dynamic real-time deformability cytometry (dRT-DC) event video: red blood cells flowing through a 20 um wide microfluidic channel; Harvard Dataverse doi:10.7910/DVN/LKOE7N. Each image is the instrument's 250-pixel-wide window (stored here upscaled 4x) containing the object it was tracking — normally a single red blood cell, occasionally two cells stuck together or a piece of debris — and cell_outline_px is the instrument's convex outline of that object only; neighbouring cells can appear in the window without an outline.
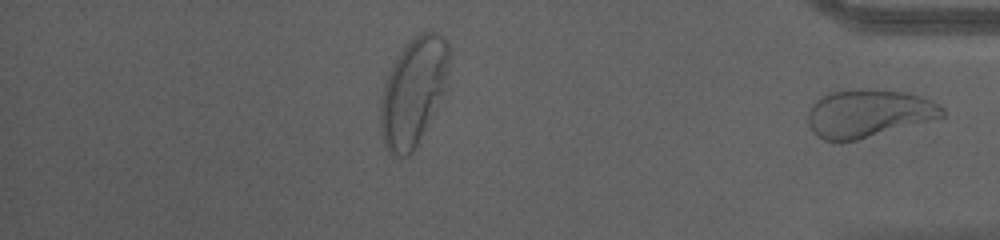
{"species": "human", "species_latin": "Homo sapiens", "temperature_condition": "cold", "stored_images_in_passage": 43, "segment_of_instrument_passage": [2, 2], "camera_frame_rate_fps": 3000, "um_per_image_px": 0.085, "donor": {"sex": "male"}, "frame": {"image": 1, "passage_image": 43, "time_ms": 14.0, "image_size_px": [1000, 240], "cell_outline_px": [[944, 116], [856, 140], [840, 144], [824, 140], [816, 136], [808, 120], [808, 116], [812, 104], [816, 100], [832, 92], [860, 88], [868, 88], [904, 92], [920, 96], [932, 100], [940, 104], [944, 108]], "centroid_in_image_um": [73.8, 9.64], "position_along_channel_um": 361.4, "area_um2": 37.34}}